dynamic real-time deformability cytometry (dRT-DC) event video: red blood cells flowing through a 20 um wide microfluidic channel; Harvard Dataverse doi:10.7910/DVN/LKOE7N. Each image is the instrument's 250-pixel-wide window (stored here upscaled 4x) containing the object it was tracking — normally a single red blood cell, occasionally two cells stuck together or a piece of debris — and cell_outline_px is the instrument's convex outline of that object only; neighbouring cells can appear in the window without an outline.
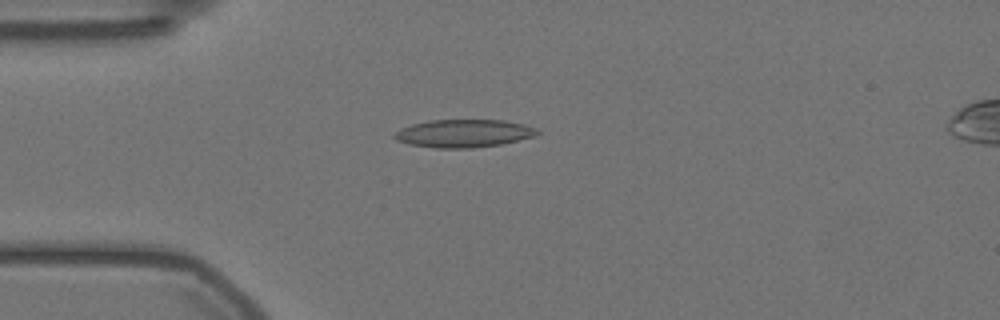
{"species": "Egyptian fruit bat (a non-hibernating species)", "species_latin": "Rousettus aegyptiacus", "temperature_condition": "warm", "stored_images_in_passage": 56, "camera_frame_rate_fps": 3000, "um_per_image_px": 0.085, "animal": {"sex": "female"}, "frame": {"image": 1, "passage_image": 14, "time_ms": 4.333, "image_size_px": [1000, 320], "cell_outline_px": [[540, 132], [536, 136], [500, 144], [472, 148], [436, 148], [408, 144], [396, 140], [392, 136], [400, 128], [412, 124], [428, 120], [504, 120], [524, 124], [536, 128]], "centroid_in_image_um": [39.4, 11.33], "position_along_channel_um": 45.6, "area_um2": 23.29}}
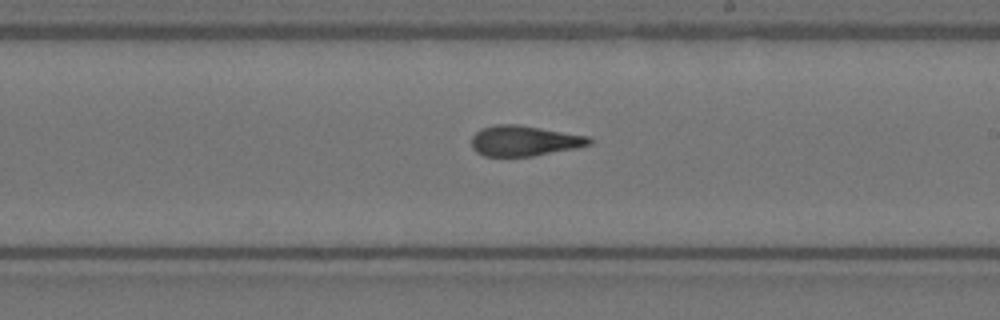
{"frame": {"image": 2, "passage_image": 32, "time_ms": 10.333, "image_size_px": [1000, 320], "cell_outline_px": [[592, 144], [576, 148], [532, 156], [484, 156], [476, 152], [472, 148], [472, 136], [480, 128], [496, 124], [516, 124], [592, 136]], "centroid_in_image_um": [44.58, 11.96], "position_along_channel_um": 244.4, "area_um2": 21.04}}
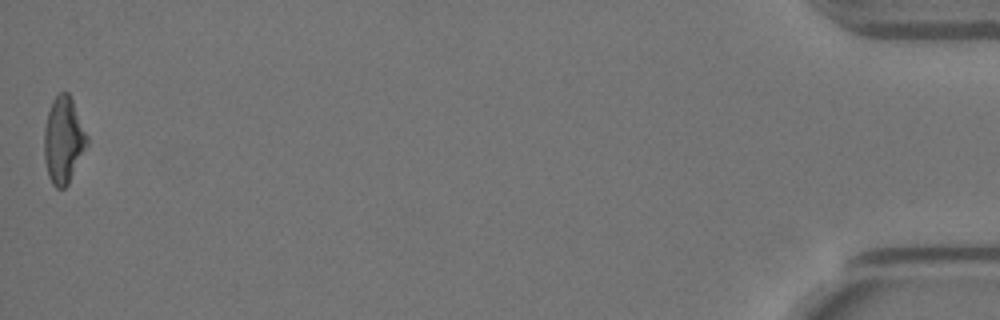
{"frame": {"image": 3, "passage_image": 56, "time_ms": 18.333, "image_size_px": [1000, 320], "cell_outline_px": [[88, 144], [68, 184], [64, 188], [56, 188], [52, 184], [48, 176], [44, 160], [44, 128], [48, 112], [52, 100], [60, 92], [68, 92], [72, 100], [88, 136]], "centroid_in_image_um": [5.38, 11.92], "position_along_channel_um": 429.8, "area_um2": 21.56}, "authors_computed_cell_mechanics": {"area_um2": 21.6461, "velocity_mm_per_s": 3.5565, "shape_relaxation_time_tau1_ms": null, "shape_relaxation_time_tau2_ms": 2.6436, "deformation_change_tau1": null, "deformation_change_tau2": 0.1097}}